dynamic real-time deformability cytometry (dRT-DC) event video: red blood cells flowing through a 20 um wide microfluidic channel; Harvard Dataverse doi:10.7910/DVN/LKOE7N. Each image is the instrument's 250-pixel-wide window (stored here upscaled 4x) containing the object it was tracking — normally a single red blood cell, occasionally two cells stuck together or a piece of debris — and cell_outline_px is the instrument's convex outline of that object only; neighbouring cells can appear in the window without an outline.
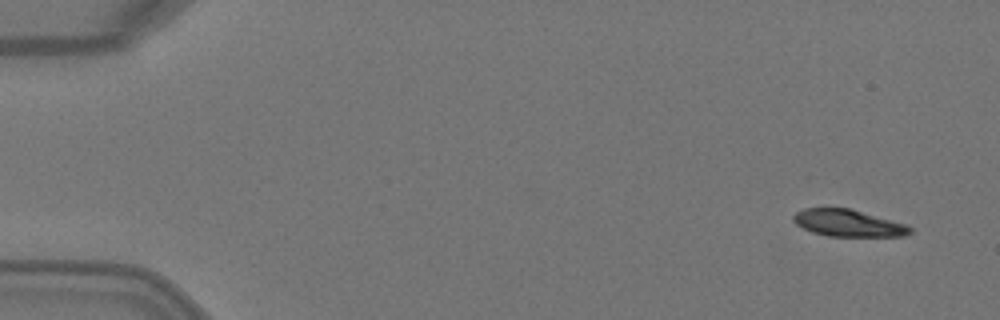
{"species": "Egyptian fruit bat (a non-hibernating species)", "species_latin": "Rousettus aegyptiacus", "temperature_condition": "warm", "stored_images_in_passage": 5, "camera_frame_rate_fps": 3000, "um_per_image_px": 0.085, "animal": {"sex": "female"}, "frame": {"image": 1, "passage_image": 1, "time_ms": 0.0, "image_size_px": [1000, 320], "cell_outline_px": [[912, 232], [904, 236], [828, 236], [812, 232], [796, 224], [792, 220], [792, 216], [796, 212], [804, 208], [852, 208], [908, 224], [912, 228]], "centroid_in_image_um": [72.13, 18.95], "position_along_channel_um": 12.9, "area_um2": 18.55}}
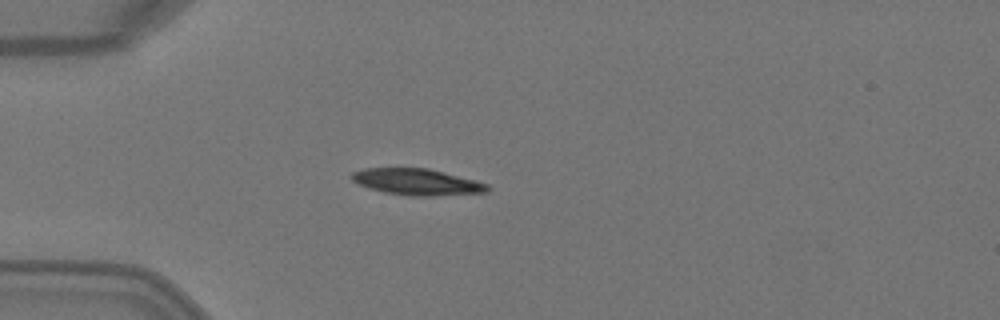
{"frame": {"image": 2, "passage_image": 4, "time_ms": 1.0, "image_size_px": [1000, 320], "cell_outline_px": [[492, 188], [488, 192], [428, 196], [412, 196], [384, 192], [368, 188], [352, 180], [352, 172], [364, 168], [428, 168], [488, 184]], "centroid_in_image_um": [35.44, 15.46], "position_along_channel_um": 49.6, "area_um2": 20.63}}